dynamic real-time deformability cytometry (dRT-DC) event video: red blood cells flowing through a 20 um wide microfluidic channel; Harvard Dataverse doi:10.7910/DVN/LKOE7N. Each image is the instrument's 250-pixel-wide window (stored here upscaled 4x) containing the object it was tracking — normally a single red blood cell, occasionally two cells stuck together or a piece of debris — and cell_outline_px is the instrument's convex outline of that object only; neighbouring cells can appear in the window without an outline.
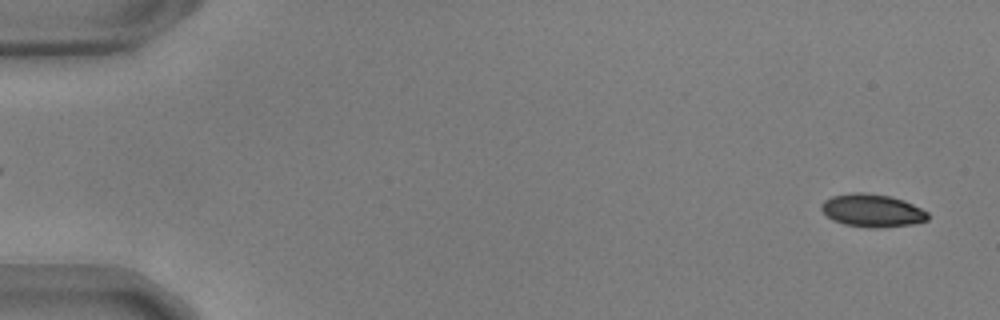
{"species": "common noctule bat (a hibernating species)", "species_latin": "Nyctalus noctula", "temperature_condition": "warm", "stored_images_in_passage": 54, "camera_frame_rate_fps": 3000, "um_per_image_px": 0.085, "animal": {"sex": "male", "body_mass_g": 17.9, "forearm_length_mm": 54.2}, "frame": {"image": 1, "passage_image": 2, "time_ms": 0.333, "image_size_px": [1000, 320], "cell_outline_px": [[928, 220], [912, 224], [880, 228], [868, 228], [844, 224], [832, 220], [820, 208], [820, 204], [824, 200], [832, 196], [852, 192], [864, 192], [892, 196], [904, 200], [928, 212]], "centroid_in_image_um": [74.12, 17.89], "position_along_channel_um": 10.9, "area_um2": 20.58}}
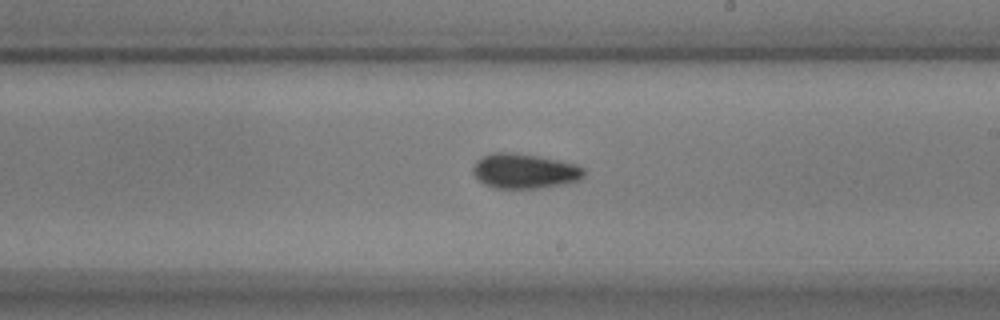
{"frame": {"image": 2, "passage_image": 32, "time_ms": 10.333, "image_size_px": [1000, 320], "cell_outline_px": [[584, 176], [580, 180], [568, 184], [544, 188], [492, 188], [484, 184], [472, 172], [472, 168], [476, 160], [492, 152], [512, 152], [560, 160], [576, 164], [584, 168]], "centroid_in_image_um": [44.61, 14.55], "position_along_channel_um": 244.4, "area_um2": 22.83}}
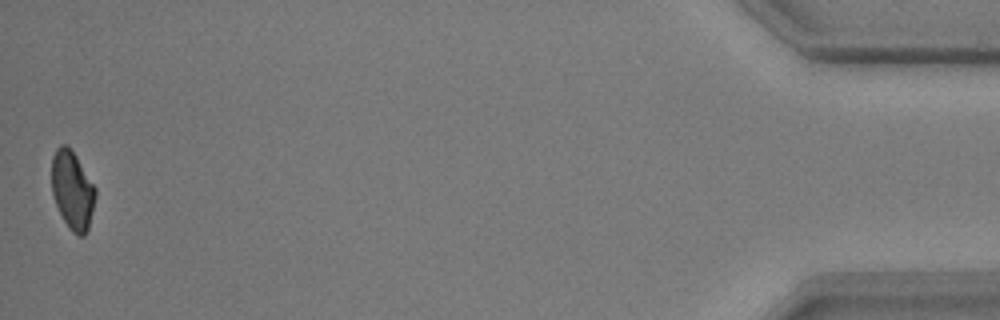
{"frame": {"image": 3, "passage_image": 54, "time_ms": 17.667, "image_size_px": [1000, 320], "cell_outline_px": [[96, 196], [88, 228], [84, 236], [76, 236], [68, 228], [56, 204], [52, 192], [52, 156], [56, 148], [60, 144], [68, 144], [76, 156], [96, 188]], "centroid_in_image_um": [6.15, 16.15], "position_along_channel_um": 429.0, "area_um2": 20.0}, "authors_computed_cell_mechanics": {"area_um2": 21.2415, "velocity_mm_per_s": 3.7035, "shape_relaxation_time_tau1_ms": 4.6609, "shape_relaxation_time_tau2_ms": 1.9832, "deformation_change_tau1": 0.1001, "deformation_change_tau2": 0.0543}}